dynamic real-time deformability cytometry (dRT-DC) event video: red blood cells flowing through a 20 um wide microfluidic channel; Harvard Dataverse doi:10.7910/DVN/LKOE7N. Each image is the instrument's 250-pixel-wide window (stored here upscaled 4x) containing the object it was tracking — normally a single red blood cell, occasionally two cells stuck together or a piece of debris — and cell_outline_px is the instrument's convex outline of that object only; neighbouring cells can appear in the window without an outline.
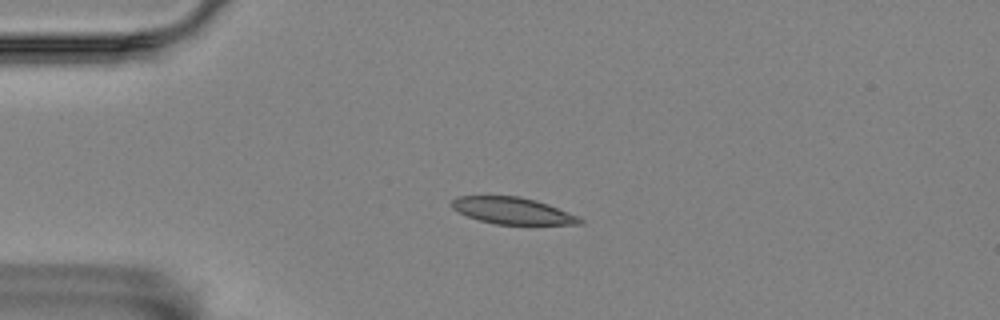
{"species": "Egyptian fruit bat (a non-hibernating species)", "species_latin": "Rousettus aegyptiacus", "temperature_condition": "room temperature", "stored_images_in_passage": 4, "camera_frame_rate_fps": 3000, "um_per_image_px": 0.085, "animal": {"sex": "female"}, "frame": {"image": 1, "passage_image": 3, "time_ms": 0.667, "image_size_px": [1000, 320], "cell_outline_px": [[584, 224], [496, 224], [480, 220], [468, 216], [452, 208], [448, 204], [456, 196], [520, 196], [536, 200], [548, 204], [580, 216], [584, 220]], "centroid_in_image_um": [43.59, 17.9], "position_along_channel_um": 41.4, "area_um2": 20.0}}